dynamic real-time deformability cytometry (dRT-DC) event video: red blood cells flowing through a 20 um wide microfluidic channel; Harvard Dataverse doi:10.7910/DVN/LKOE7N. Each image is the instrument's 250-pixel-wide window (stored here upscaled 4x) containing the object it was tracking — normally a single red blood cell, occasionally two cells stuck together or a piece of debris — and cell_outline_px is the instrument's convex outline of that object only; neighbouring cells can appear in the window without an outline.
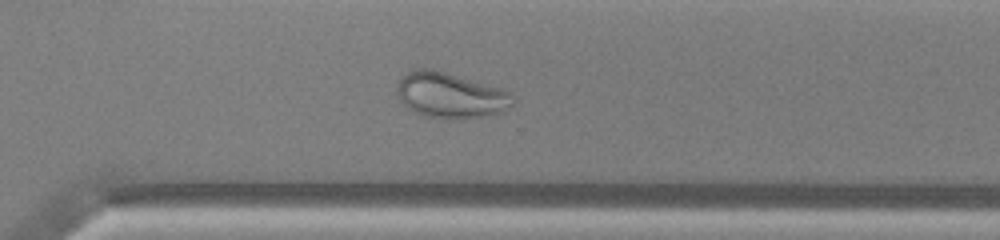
{"species": "common noctule bat (a hibernating species)", "species_latin": "Nyctalus noctula", "temperature_condition": "warm", "stored_images_in_passage": 37, "camera_frame_rate_fps": 3000, "um_per_image_px": 0.085, "animal": {"sex": "male", "body_mass_g": 13.0, "forearm_length_mm": 53.1}, "frame": {"image": 1, "passage_image": 22, "time_ms": 7.0, "image_size_px": [1000, 240], "cell_outline_px": [[516, 104], [504, 112], [488, 116], [460, 120], [448, 120], [424, 116], [408, 108], [400, 100], [396, 92], [396, 84], [404, 72], [412, 68], [432, 68], [500, 88], [512, 92], [516, 100]], "centroid_in_image_um": [38.31, 8.11], "position_along_channel_um": 332.3, "area_um2": 31.73}}